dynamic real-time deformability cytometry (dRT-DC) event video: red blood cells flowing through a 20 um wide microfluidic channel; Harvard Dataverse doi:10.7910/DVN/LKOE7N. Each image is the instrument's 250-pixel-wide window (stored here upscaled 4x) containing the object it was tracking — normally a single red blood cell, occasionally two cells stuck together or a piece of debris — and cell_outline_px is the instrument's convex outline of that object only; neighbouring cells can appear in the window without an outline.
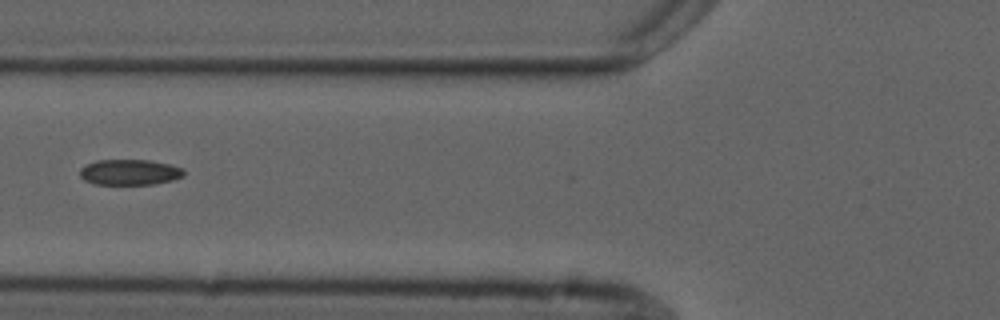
{"species": "common noctule bat (a hibernating species)", "species_latin": "Nyctalus noctula", "temperature_condition": "cold", "stored_images_in_passage": 2, "camera_frame_rate_fps": 3000, "um_per_image_px": 0.085, "animal": {"sex": "male", "forearm_length_mm": 52.5}, "frame": {"image": 1, "passage_image": 2, "time_ms": 1.0, "image_size_px": [1000, 320], "cell_outline_px": [[184, 176], [172, 180], [152, 184], [96, 184], [84, 180], [80, 176], [80, 168], [96, 160], [148, 160], [168, 164], [184, 168]], "centroid_in_image_um": [11.02, 14.63], "position_along_channel_um": 114.8, "area_um2": 15.43}}